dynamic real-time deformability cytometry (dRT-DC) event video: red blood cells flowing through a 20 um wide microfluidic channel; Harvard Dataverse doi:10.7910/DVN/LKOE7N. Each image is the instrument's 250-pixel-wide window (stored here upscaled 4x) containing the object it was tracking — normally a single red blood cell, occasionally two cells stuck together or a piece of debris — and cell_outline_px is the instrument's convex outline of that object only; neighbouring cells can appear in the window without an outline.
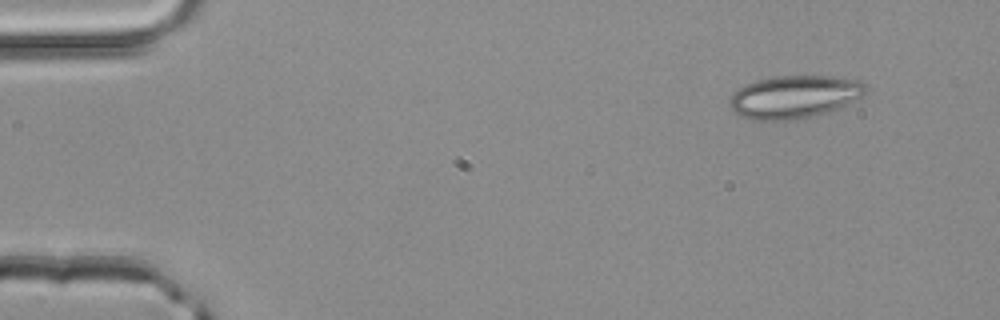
{"species": "common noctule bat (a hibernating species)", "species_latin": "Nyctalus noctula", "temperature_condition": "room temperature", "stored_images_in_passage": 3, "camera_frame_rate_fps": 3000, "um_per_image_px": 0.085, "animal": {"sex": "male", "body_mass_g": 20.4}, "frame": {"image": 1, "passage_image": 1, "time_ms": 0.0, "image_size_px": [1000, 320], "cell_outline_px": [[868, 92], [864, 96], [828, 112], [804, 120], [752, 120], [736, 112], [728, 104], [732, 92], [756, 80], [772, 76], [832, 76], [860, 80], [868, 88]], "centroid_in_image_um": [67.56, 8.23], "position_along_channel_um": 17.4, "area_um2": 34.28}}
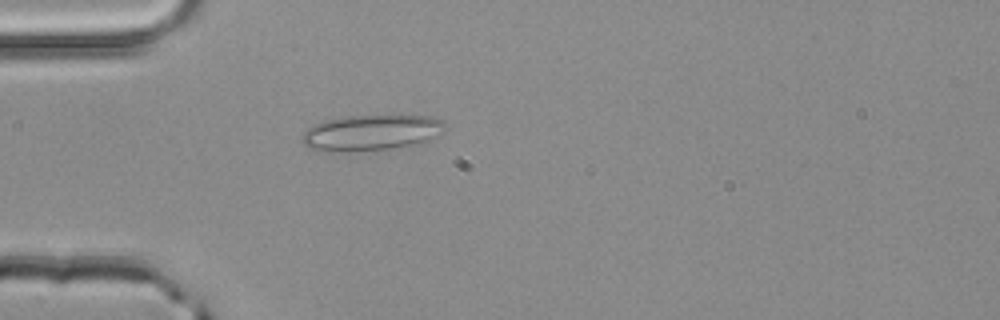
{"frame": {"image": 2, "passage_image": 3, "time_ms": 0.667, "image_size_px": [1000, 320], "cell_outline_px": [[444, 132], [428, 140], [416, 144], [388, 148], [348, 152], [328, 152], [308, 148], [304, 144], [304, 132], [308, 128], [324, 120], [344, 116], [388, 112], [400, 112], [428, 116], [444, 120]], "centroid_in_image_um": [31.61, 11.21], "position_along_channel_um": 53.4, "area_um2": 30.98}}